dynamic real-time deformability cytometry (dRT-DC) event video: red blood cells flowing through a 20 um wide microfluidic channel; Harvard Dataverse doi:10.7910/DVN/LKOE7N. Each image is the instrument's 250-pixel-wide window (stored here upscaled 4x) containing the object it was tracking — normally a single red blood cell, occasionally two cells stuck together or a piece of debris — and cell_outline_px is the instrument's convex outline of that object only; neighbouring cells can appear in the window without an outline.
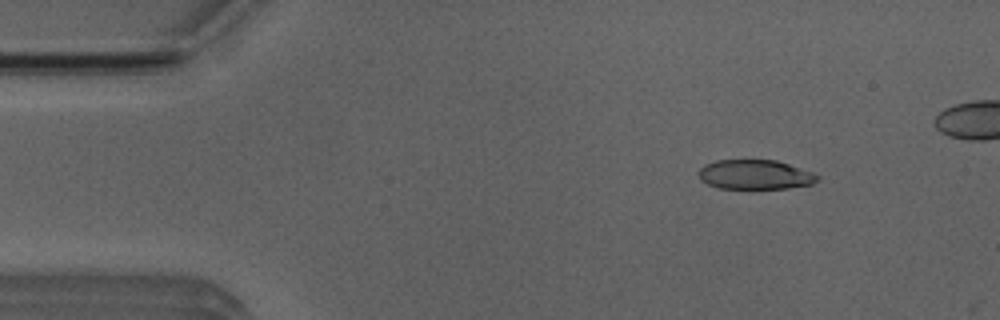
{"species": "Egyptian fruit bat (a non-hibernating species)", "species_latin": "Rousettus aegyptiacus", "temperature_condition": "room temperature", "stored_images_in_passage": 3, "camera_frame_rate_fps": 3000, "um_per_image_px": 0.085, "animal": {"sex": "male"}, "frame": {"image": 1, "passage_image": 1, "time_ms": 0.0, "image_size_px": [1000, 320], "cell_outline_px": [[820, 180], [812, 184], [788, 188], [720, 188], [708, 184], [700, 180], [696, 172], [704, 164], [716, 160], [776, 160], [812, 172], [820, 176]], "centroid_in_image_um": [64.16, 14.84], "position_along_channel_um": 20.8, "area_um2": 20.52}}